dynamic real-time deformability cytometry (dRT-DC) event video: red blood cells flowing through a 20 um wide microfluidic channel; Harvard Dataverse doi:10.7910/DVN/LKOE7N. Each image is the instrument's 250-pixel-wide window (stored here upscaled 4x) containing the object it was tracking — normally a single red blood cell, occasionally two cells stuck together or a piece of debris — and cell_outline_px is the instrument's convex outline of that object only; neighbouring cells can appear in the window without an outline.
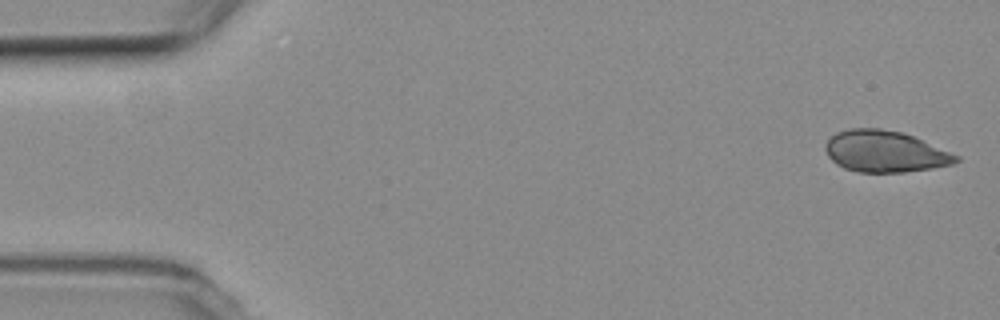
{"species": "common noctule bat (a hibernating species)", "species_latin": "Nyctalus noctula", "temperature_condition": "room temperature", "stored_images_in_passage": 5, "camera_frame_rate_fps": 3000, "um_per_image_px": 0.085, "animal": {"sex": "female", "body_mass_g": 19.3, "forearm_length_mm": 54.1}, "frame": {"image": 1, "passage_image": 1, "time_ms": 0.0, "image_size_px": [1000, 320], "cell_outline_px": [[960, 160], [952, 164], [932, 168], [904, 172], [856, 172], [844, 168], [836, 164], [828, 156], [824, 148], [824, 144], [836, 132], [848, 128], [880, 128], [900, 132], [912, 136], [960, 156]], "centroid_in_image_um": [75.19, 12.88], "position_along_channel_um": 9.8, "area_um2": 31.5}}